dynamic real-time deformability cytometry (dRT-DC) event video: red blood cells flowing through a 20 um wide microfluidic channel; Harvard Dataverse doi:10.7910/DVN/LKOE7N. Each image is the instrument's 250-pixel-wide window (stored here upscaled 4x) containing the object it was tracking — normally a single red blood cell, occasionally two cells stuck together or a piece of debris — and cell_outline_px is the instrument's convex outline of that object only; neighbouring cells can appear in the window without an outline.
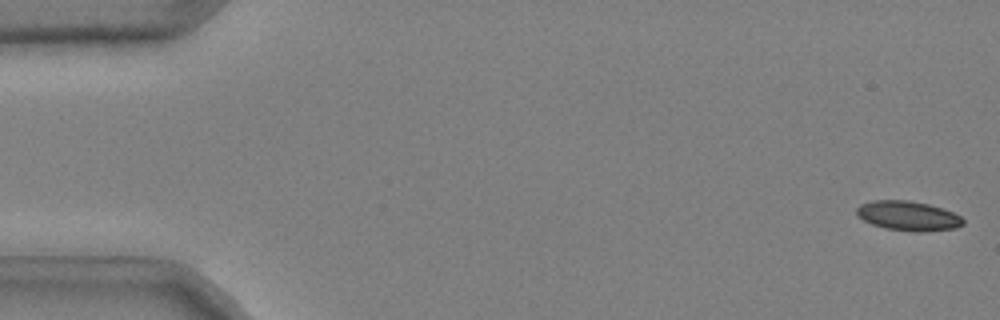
{"species": "common noctule bat (a hibernating species)", "species_latin": "Nyctalus noctula", "temperature_condition": "cold", "stored_images_in_passage": 52, "camera_frame_rate_fps": 3000, "um_per_image_px": 0.085, "animal": {"sex": "male", "body_mass_g": 20.4}, "frame": {"image": 1, "passage_image": 1, "time_ms": 0.0, "image_size_px": [1000, 320], "cell_outline_px": [[964, 224], [956, 228], [920, 232], [916, 232], [888, 228], [872, 224], [864, 220], [856, 212], [856, 208], [860, 204], [872, 200], [908, 200], [928, 204], [952, 212], [960, 216], [964, 220]], "centroid_in_image_um": [77.2, 18.34], "position_along_channel_um": 7.8, "area_um2": 18.15}}
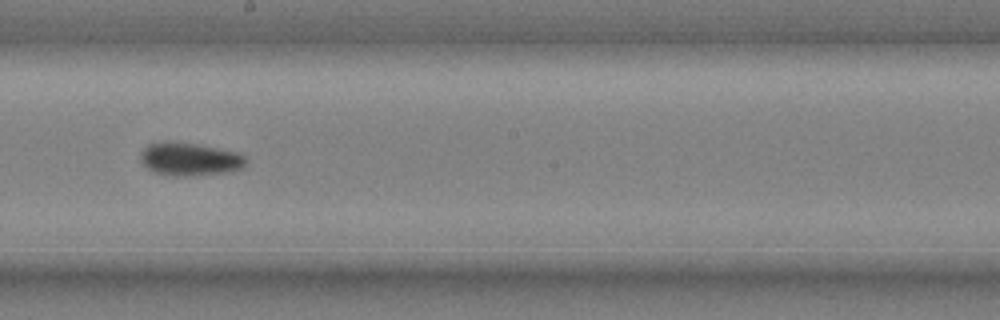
{"frame": {"image": 2, "passage_image": 30, "time_ms": 9.667, "image_size_px": [1000, 320], "cell_outline_px": [[248, 160], [244, 168], [232, 172], [188, 176], [168, 176], [156, 172], [148, 168], [140, 160], [140, 152], [148, 144], [168, 140], [196, 144], [236, 152], [244, 156]], "centroid_in_image_um": [16.14, 13.53], "position_along_channel_um": 232.1, "area_um2": 20.58}}
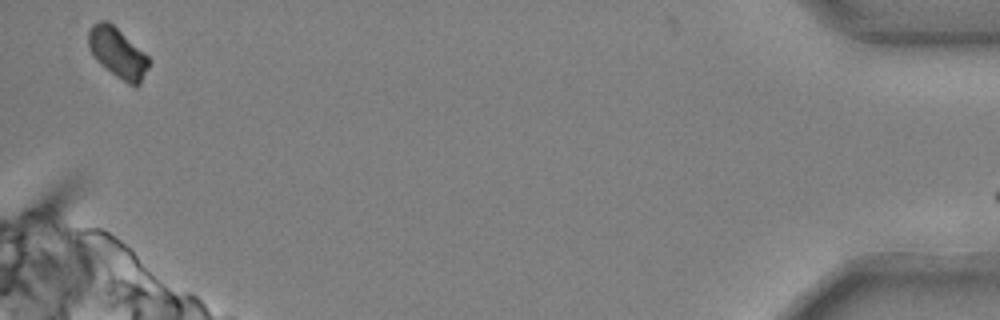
{"frame": {"image": 3, "passage_image": 51, "time_ms": 16.667, "image_size_px": [1000, 320], "cell_outline_px": [[152, 60], [140, 84], [136, 88], [128, 84], [116, 76], [100, 64], [92, 56], [88, 48], [88, 32], [92, 24], [100, 20], [108, 20], [144, 52]], "centroid_in_image_um": [10.0, 4.5], "position_along_channel_um": 425.2, "area_um2": 17.86}, "authors_computed_cell_mechanics": {"area_um2": 18.9295, "velocity_mm_per_s": 3.7119, "shape_relaxation_time_tau1_ms": 6.1893, "shape_relaxation_time_tau2_ms": null, "deformation_change_tau1": 0.1232, "deformation_change_tau2": null}}